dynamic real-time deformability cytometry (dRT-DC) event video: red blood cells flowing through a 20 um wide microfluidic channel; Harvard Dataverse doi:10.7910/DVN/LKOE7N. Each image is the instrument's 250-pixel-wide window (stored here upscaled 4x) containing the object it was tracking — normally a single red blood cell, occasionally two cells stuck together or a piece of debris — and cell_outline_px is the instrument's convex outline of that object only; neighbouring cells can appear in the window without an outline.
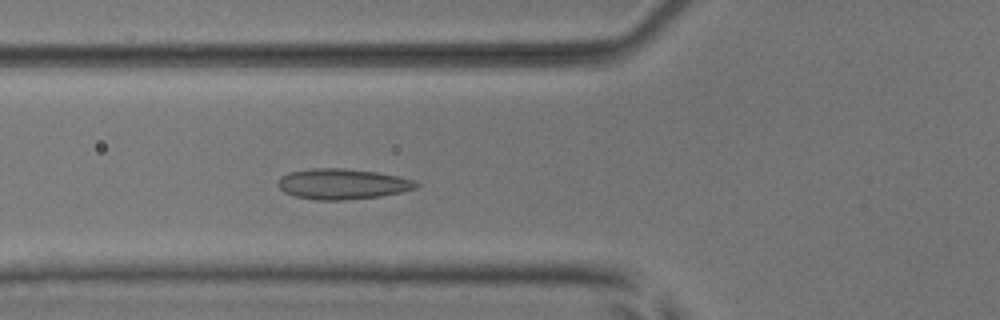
{"species": "common noctule bat (a hibernating species)", "species_latin": "Nyctalus noctula", "temperature_condition": "room temperature", "stored_images_in_passage": 47, "camera_frame_rate_fps": 3000, "um_per_image_px": 0.085, "animal": {"sex": "male", "body_mass_g": 17.9, "forearm_length_mm": 54.2}, "frame": {"image": 1, "passage_image": 14, "time_ms": 4.333, "image_size_px": [1000, 320], "cell_outline_px": [[420, 184], [416, 188], [400, 192], [380, 196], [344, 200], [316, 200], [296, 196], [284, 192], [276, 184], [280, 176], [288, 172], [312, 168], [344, 168], [376, 172], [416, 180]], "centroid_in_image_um": [29.08, 15.63], "position_along_channel_um": 96.7, "area_um2": 24.62}}
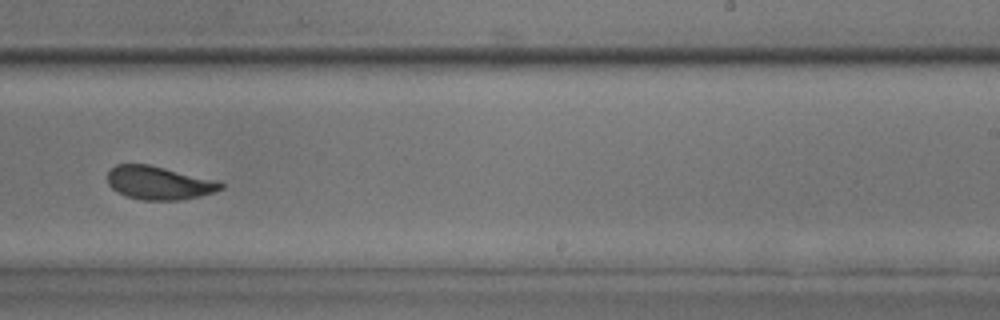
{"frame": {"image": 2, "passage_image": 28, "time_ms": 9.0, "image_size_px": [1000, 320], "cell_outline_px": [[224, 188], [200, 196], [180, 200], [144, 200], [124, 196], [116, 192], [108, 184], [108, 172], [116, 164], [148, 164], [212, 180], [224, 184]], "centroid_in_image_um": [13.44, 15.56], "position_along_channel_um": 275.6, "area_um2": 21.68}}
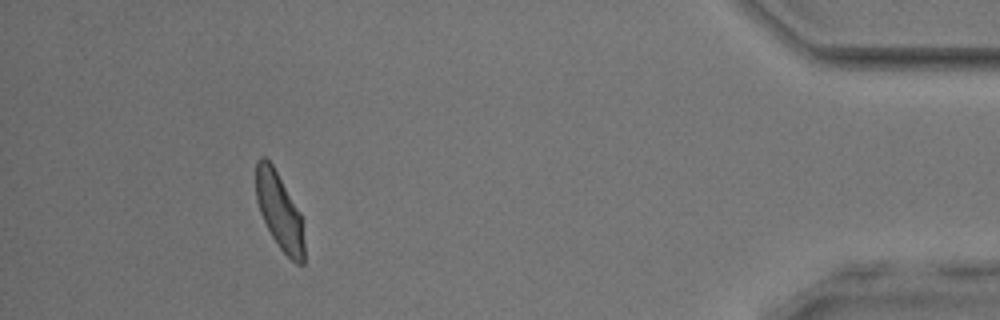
{"frame": {"image": 3, "passage_image": 43, "time_ms": 14.0, "image_size_px": [1000, 320], "cell_outline_px": [[304, 264], [296, 264], [280, 248], [272, 236], [260, 212], [256, 200], [256, 160], [260, 156], [264, 156], [272, 164], [300, 212], [304, 244]], "centroid_in_image_um": [23.74, 17.93], "position_along_channel_um": 411.5, "area_um2": 21.27}, "authors_computed_cell_mechanics": {"area_um2": 22.5998, "velocity_mm_per_s": 3.8478, "shape_relaxation_time_tau1_ms": 5.3429, "shape_relaxation_time_tau2_ms": 0.9707, "deformation_change_tau1": 0.1182, "deformation_change_tau2": 0.0561}}